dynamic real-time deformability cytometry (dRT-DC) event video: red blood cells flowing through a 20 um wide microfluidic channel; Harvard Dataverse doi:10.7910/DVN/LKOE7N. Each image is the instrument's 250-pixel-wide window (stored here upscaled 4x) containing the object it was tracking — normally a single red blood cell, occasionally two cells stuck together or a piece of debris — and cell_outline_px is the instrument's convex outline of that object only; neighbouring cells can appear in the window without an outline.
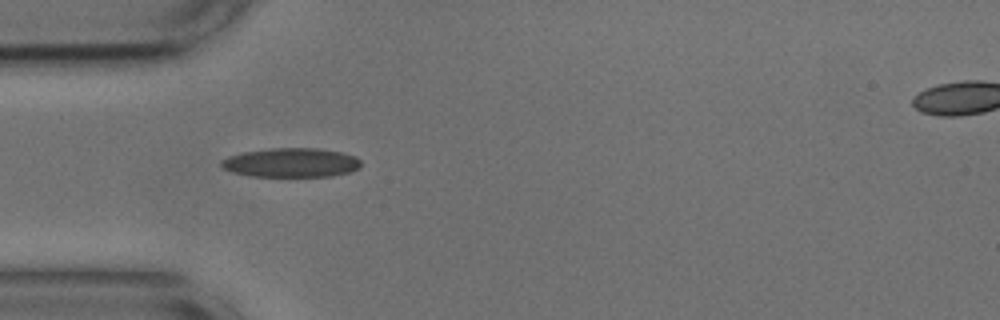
{"species": "common noctule bat (a hibernating species)", "species_latin": "Nyctalus noctula", "temperature_condition": "cold", "stored_images_in_passage": 39, "camera_frame_rate_fps": 3000, "um_per_image_px": 0.085, "animal": {"sex": "male", "body_mass_g": 17.9, "forearm_length_mm": 54.2}, "frame": {"image": 1, "passage_image": 1, "time_ms": 0.0, "image_size_px": [1000, 320], "cell_outline_px": [[360, 168], [348, 172], [332, 176], [252, 176], [232, 172], [224, 168], [220, 164], [220, 160], [228, 156], [244, 152], [268, 148], [316, 148], [340, 152], [356, 156], [360, 160]], "centroid_in_image_um": [24.74, 13.82], "position_along_channel_um": 60.3, "area_um2": 23.7}}
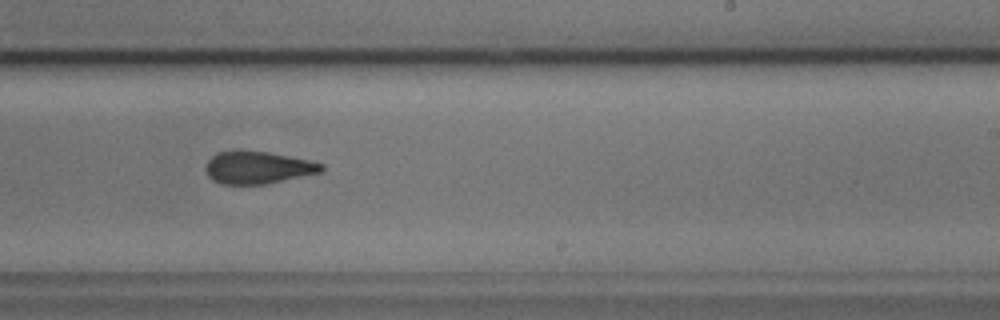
{"frame": {"image": 2, "passage_image": 18, "time_ms": 5.667, "image_size_px": [1000, 320], "cell_outline_px": [[324, 172], [264, 184], [220, 184], [212, 180], [208, 176], [204, 168], [208, 160], [212, 156], [220, 152], [268, 152], [308, 160], [324, 164]], "centroid_in_image_um": [21.93, 14.27], "position_along_channel_um": 267.1, "area_um2": 21.56}}
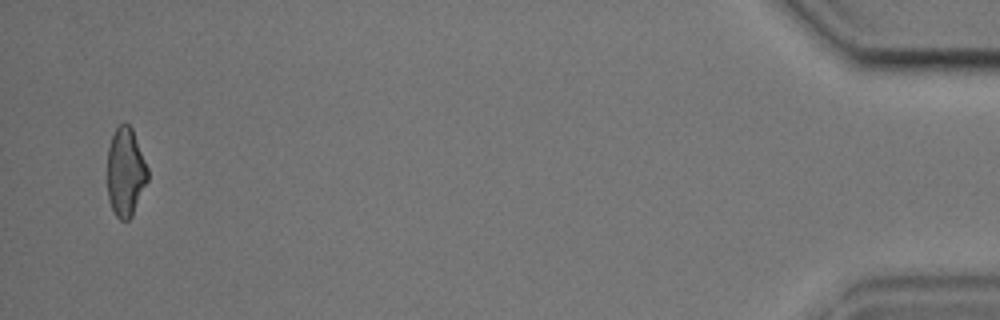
{"frame": {"image": 3, "passage_image": 38, "time_ms": 12.333, "image_size_px": [1000, 320], "cell_outline_px": [[148, 180], [132, 216], [128, 220], [120, 220], [116, 216], [108, 200], [108, 148], [112, 136], [116, 128], [124, 120], [132, 128], [148, 168]], "centroid_in_image_um": [10.67, 14.62], "position_along_channel_um": 424.5, "area_um2": 20.87}, "authors_computed_cell_mechanics": {"area_um2": 22.542, "velocity_mm_per_s": 3.6679, "shape_relaxation_time_tau1_ms": 3.9132, "shape_relaxation_time_tau2_ms": 3.0598, "deformation_change_tau1": 0.1008, "deformation_change_tau2": 0.1085}}